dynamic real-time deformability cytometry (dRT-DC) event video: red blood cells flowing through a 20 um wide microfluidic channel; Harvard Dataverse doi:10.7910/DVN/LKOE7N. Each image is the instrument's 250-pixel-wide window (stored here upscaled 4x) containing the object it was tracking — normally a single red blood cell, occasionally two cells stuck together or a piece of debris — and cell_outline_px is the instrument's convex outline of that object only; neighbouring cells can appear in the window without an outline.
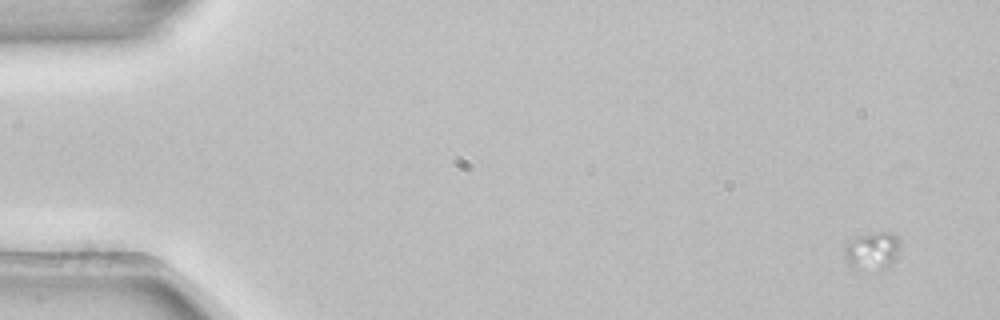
{"species": "common noctule bat (a hibernating species)", "species_latin": "Nyctalus noctula", "temperature_condition": "room temperature", "stored_images_in_passage": 6, "camera_frame_rate_fps": 3000, "um_per_image_px": 0.085, "animal": {"sex": "female", "body_mass_g": 22.7, "forearm_length_mm": 54.2}, "frame": {"image": 1, "passage_image": 1, "time_ms": 0.0, "image_size_px": [1000, 320], "cell_outline_px": [[900, 244], [896, 256], [888, 268], [880, 276], [868, 276], [856, 272], [844, 256], [844, 248], [856, 236], [876, 232], [892, 232], [900, 236]], "centroid_in_image_um": [74.16, 21.47], "position_along_channel_um": 10.8, "area_um2": 13.53}}